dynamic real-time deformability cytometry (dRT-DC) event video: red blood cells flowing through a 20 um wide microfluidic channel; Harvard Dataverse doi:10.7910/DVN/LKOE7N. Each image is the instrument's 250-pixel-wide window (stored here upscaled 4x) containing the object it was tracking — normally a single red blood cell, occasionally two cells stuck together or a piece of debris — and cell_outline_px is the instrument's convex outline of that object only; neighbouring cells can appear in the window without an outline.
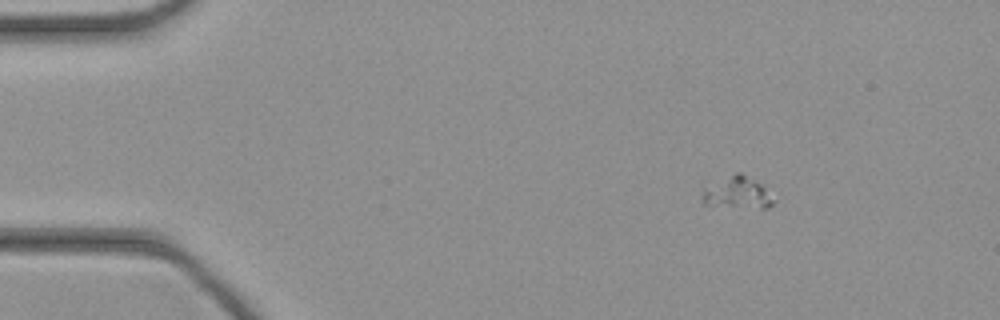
{"species": "common noctule bat (a hibernating species)", "species_latin": "Nyctalus noctula", "temperature_condition": "cold", "stored_images_in_passage": 45, "camera_frame_rate_fps": 3000, "um_per_image_px": 0.085, "animal": {"sex": "female", "body_mass_g": 21.9}, "frame": {"image": 1, "passage_image": 6, "time_ms": 1.667, "image_size_px": [1000, 320], "cell_outline_px": [[776, 200], [768, 208], [760, 208], [704, 204], [704, 188], [736, 172], [740, 172], [760, 184]], "centroid_in_image_um": [62.73, 16.39], "position_along_channel_um": 22.3, "area_um2": 12.66}}
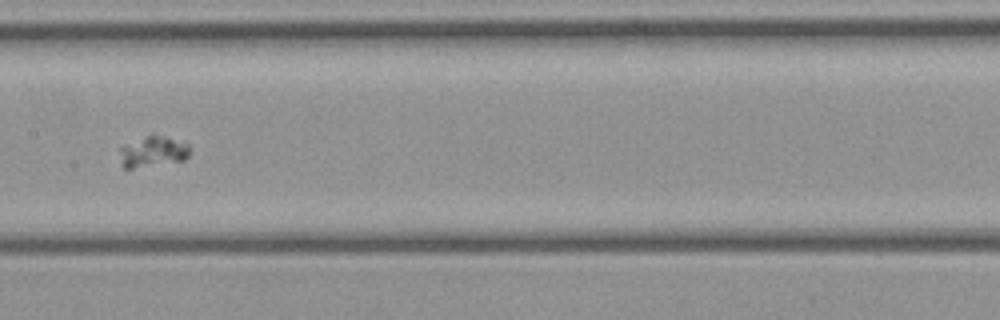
{"frame": {"image": 2, "passage_image": 23, "time_ms": 7.333, "image_size_px": [1000, 320], "cell_outline_px": [[192, 148], [188, 156], [184, 160], [132, 168], [124, 168], [120, 152], [120, 148], [148, 136], [160, 136], [188, 144]], "centroid_in_image_um": [13.06, 12.91], "position_along_channel_um": 194.3, "area_um2": 11.85}}
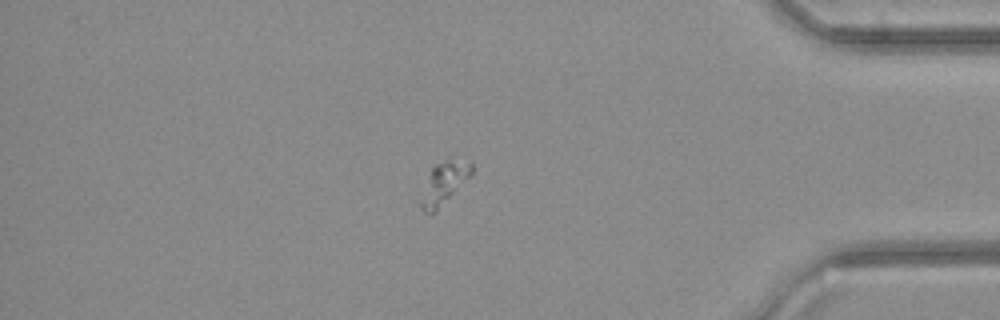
{"frame": {"image": 3, "passage_image": 39, "time_ms": 12.667, "image_size_px": [1000, 320], "cell_outline_px": [[472, 172], [436, 212], [428, 216], [416, 204], [432, 168], [436, 164], [448, 160], [472, 164]], "centroid_in_image_um": [37.61, 15.69], "position_along_channel_um": 397.6, "area_um2": 12.08}}